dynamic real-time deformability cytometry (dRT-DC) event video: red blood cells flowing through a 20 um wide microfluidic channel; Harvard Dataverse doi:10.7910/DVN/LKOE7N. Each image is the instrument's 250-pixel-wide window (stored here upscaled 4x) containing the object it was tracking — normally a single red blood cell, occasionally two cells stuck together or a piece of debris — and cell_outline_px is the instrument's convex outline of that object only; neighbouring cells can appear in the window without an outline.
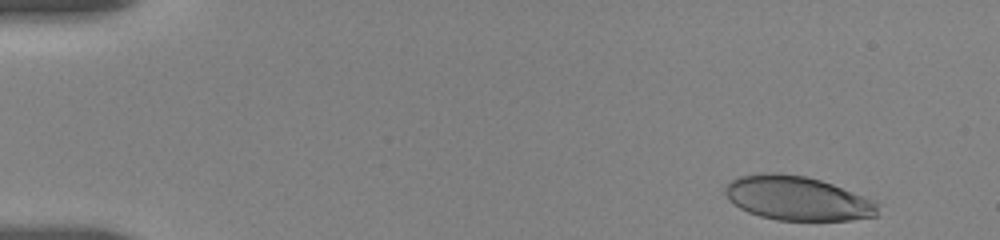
{"species": "human", "species_latin": "Homo sapiens", "temperature_condition": "room temperature", "stored_images_in_passage": 9, "camera_frame_rate_fps": 3000, "um_per_image_px": 0.085, "donor": {"sex": "female"}, "frame": {"image": 1, "passage_image": 1, "time_ms": 0.0, "image_size_px": [1000, 240], "cell_outline_px": [[880, 216], [852, 220], [776, 220], [760, 216], [748, 212], [740, 208], [728, 200], [724, 192], [724, 188], [732, 180], [740, 176], [804, 176], [820, 180], [832, 184], [864, 196], [880, 204]], "centroid_in_image_um": [67.87, 16.92], "position_along_channel_um": 17.1, "area_um2": 38.44}}
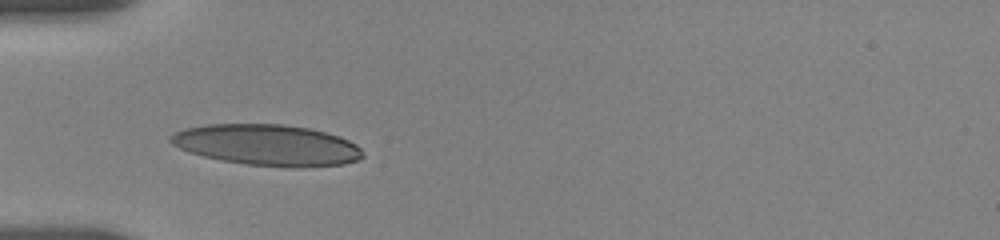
{"frame": {"image": 2, "passage_image": 7, "time_ms": 4.333, "image_size_px": [1000, 240], "cell_outline_px": [[364, 156], [356, 160], [344, 164], [304, 168], [288, 168], [244, 164], [220, 160], [204, 156], [180, 148], [172, 144], [168, 140], [168, 136], [184, 128], [204, 124], [284, 124], [308, 128], [340, 136], [356, 144], [360, 148]], "centroid_in_image_um": [22.71, 12.33], "position_along_channel_um": 62.3, "area_um2": 46.3}}
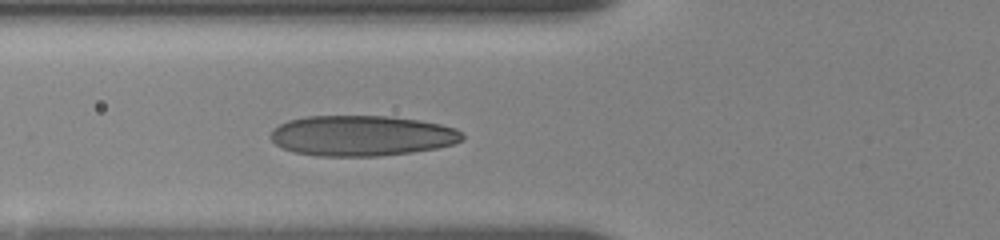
{"frame": {"image": 3, "passage_image": 9, "time_ms": 5.333, "image_size_px": [1000, 240], "cell_outline_px": [[464, 140], [452, 144], [436, 148], [412, 152], [376, 156], [316, 156], [292, 152], [276, 144], [272, 140], [272, 128], [288, 120], [308, 116], [392, 116], [420, 120], [440, 124], [456, 128], [464, 136]], "centroid_in_image_um": [30.75, 11.53], "position_along_channel_um": 95.0, "area_um2": 45.32}}